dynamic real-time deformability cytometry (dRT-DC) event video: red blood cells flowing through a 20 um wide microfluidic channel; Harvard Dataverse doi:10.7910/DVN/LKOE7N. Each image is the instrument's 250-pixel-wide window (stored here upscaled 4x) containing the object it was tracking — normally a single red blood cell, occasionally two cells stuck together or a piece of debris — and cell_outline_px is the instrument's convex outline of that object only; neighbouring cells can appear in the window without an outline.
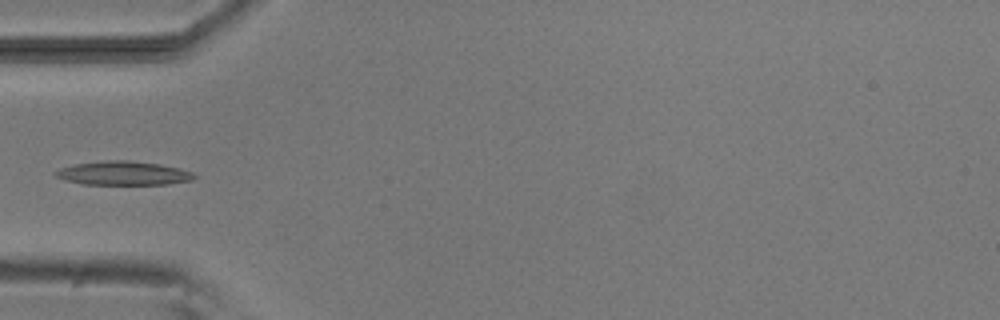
{"species": "common noctule bat (a hibernating species)", "species_latin": "Nyctalus noctula", "temperature_condition": "room temperature", "stored_images_in_passage": 3, "camera_frame_rate_fps": 3000, "um_per_image_px": 0.085, "animal": {"sex": "male", "body_mass_g": 20.5, "forearm_length_mm": 52.5}, "frame": {"image": 1, "passage_image": 2, "time_ms": 1.0, "image_size_px": [1000, 320], "cell_outline_px": [[196, 176], [192, 180], [168, 184], [80, 184], [64, 180], [56, 176], [52, 172], [60, 168], [72, 164], [104, 160], [128, 160], [160, 164], [180, 168], [192, 172]], "centroid_in_image_um": [10.44, 14.71], "position_along_channel_um": 74.6, "area_um2": 19.42}}
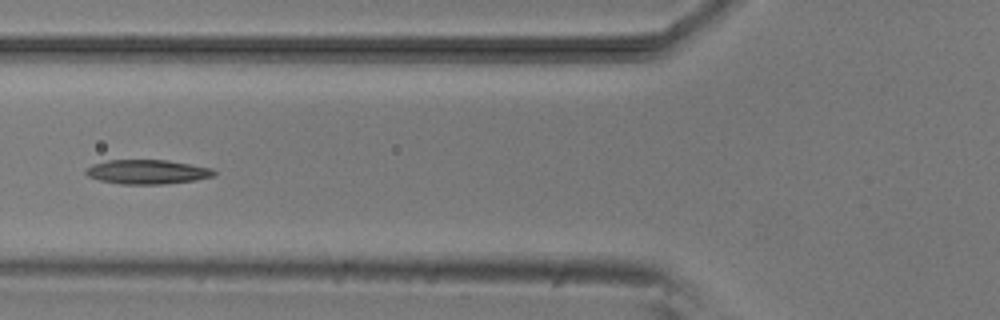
{"frame": {"image": 2, "passage_image": 3, "time_ms": 2.0, "image_size_px": [1000, 320], "cell_outline_px": [[216, 172], [212, 176], [196, 180], [164, 184], [120, 184], [100, 180], [88, 176], [84, 172], [84, 168], [92, 164], [108, 160], [168, 160], [212, 168]], "centroid_in_image_um": [12.48, 14.6], "position_along_channel_um": 113.3, "area_um2": 18.21}}